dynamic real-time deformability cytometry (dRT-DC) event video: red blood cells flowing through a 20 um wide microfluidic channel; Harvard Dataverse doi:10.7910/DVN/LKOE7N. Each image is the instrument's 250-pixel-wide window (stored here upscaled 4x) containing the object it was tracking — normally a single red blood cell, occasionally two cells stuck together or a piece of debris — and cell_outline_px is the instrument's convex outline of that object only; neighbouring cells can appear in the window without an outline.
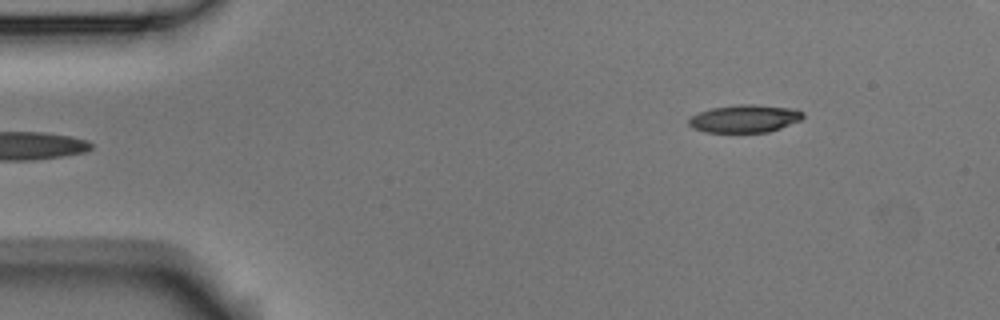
{"species": "Egyptian fruit bat (a non-hibernating species)", "species_latin": "Rousettus aegyptiacus", "temperature_condition": "room temperature", "stored_images_in_passage": 3, "camera_frame_rate_fps": 3000, "um_per_image_px": 0.085, "animal": {"sex": "male"}, "frame": {"image": 1, "passage_image": 3, "time_ms": 0.667, "image_size_px": [1000, 320], "cell_outline_px": [[804, 116], [800, 120], [780, 128], [768, 132], [704, 132], [692, 128], [688, 124], [688, 120], [692, 116], [700, 112], [712, 108], [740, 104], [752, 104], [796, 108], [804, 112]], "centroid_in_image_um": [63.31, 10.08], "position_along_channel_um": 21.7, "area_um2": 18.5}}